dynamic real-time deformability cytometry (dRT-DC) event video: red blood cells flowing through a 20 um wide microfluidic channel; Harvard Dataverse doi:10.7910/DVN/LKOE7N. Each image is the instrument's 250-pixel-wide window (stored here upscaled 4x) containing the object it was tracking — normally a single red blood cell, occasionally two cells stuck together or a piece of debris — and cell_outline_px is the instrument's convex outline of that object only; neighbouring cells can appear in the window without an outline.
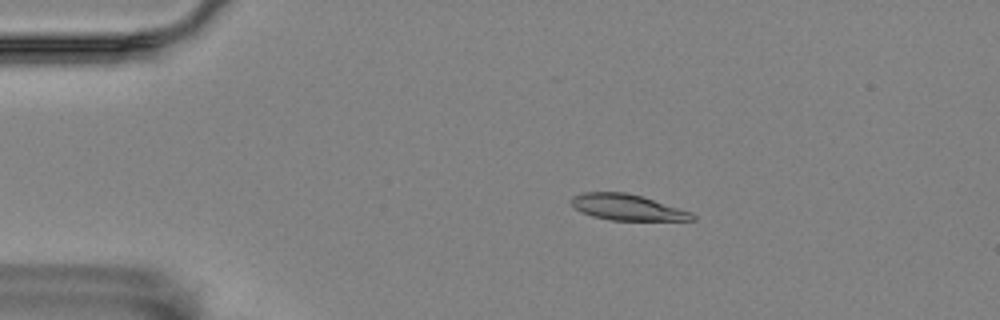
{"species": "Egyptian fruit bat (a non-hibernating species)", "species_latin": "Rousettus aegyptiacus", "temperature_condition": "room temperature", "stored_images_in_passage": 56, "camera_frame_rate_fps": 3000, "um_per_image_px": 0.085, "animal": {"sex": "female"}, "frame": {"image": 1, "passage_image": 10, "time_ms": 3.0, "image_size_px": [1000, 320], "cell_outline_px": [[696, 220], [612, 220], [592, 216], [580, 212], [572, 204], [572, 196], [584, 192], [624, 192], [640, 196], [692, 212], [696, 216]], "centroid_in_image_um": [53.31, 17.62], "position_along_channel_um": 31.7, "area_um2": 18.03}}
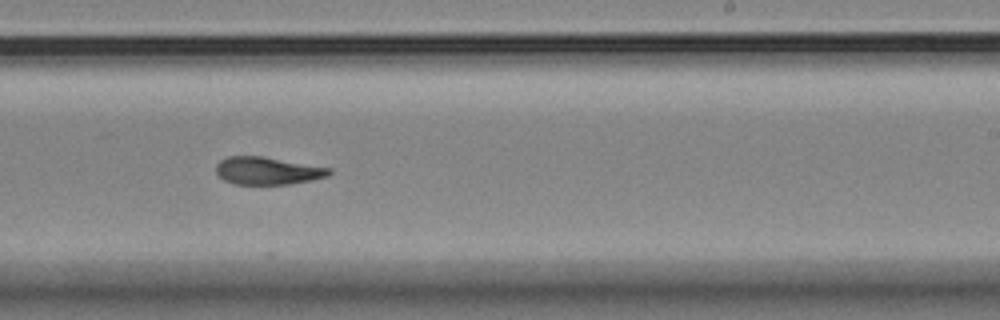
{"frame": {"image": 2, "passage_image": 34, "time_ms": 11.0, "image_size_px": [1000, 320], "cell_outline_px": [[332, 172], [328, 176], [312, 180], [288, 184], [232, 184], [224, 180], [216, 172], [216, 164], [220, 160], [228, 156], [264, 156], [332, 168]], "centroid_in_image_um": [22.75, 14.51], "position_along_channel_um": 266.3, "area_um2": 18.32}}
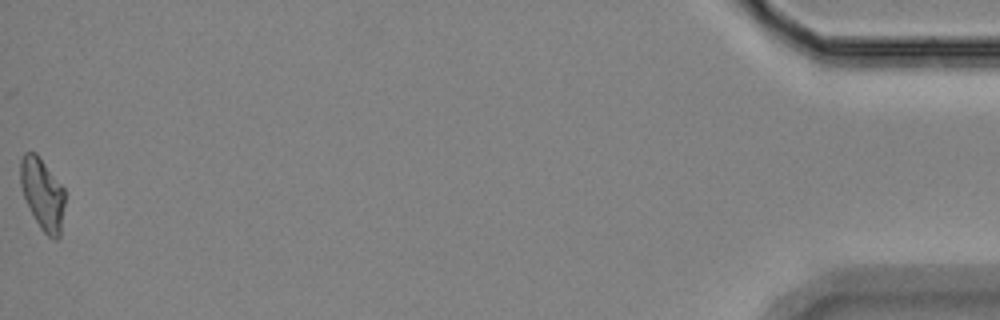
{"frame": {"image": 3, "passage_image": 56, "time_ms": 18.333, "image_size_px": [1000, 320], "cell_outline_px": [[64, 204], [60, 236], [56, 240], [48, 236], [40, 228], [24, 196], [20, 184], [20, 160], [24, 152], [36, 152], [64, 188]], "centroid_in_image_um": [3.61, 16.46], "position_along_channel_um": 431.6, "area_um2": 18.32}, "authors_computed_cell_mechanics": {"area_um2": 18.6116, "velocity_mm_per_s": 3.5347, "shape_relaxation_time_tau1_ms": null, "shape_relaxation_time_tau2_ms": 5.4013, "deformation_change_tau1": null, "deformation_change_tau2": 0.1251}}